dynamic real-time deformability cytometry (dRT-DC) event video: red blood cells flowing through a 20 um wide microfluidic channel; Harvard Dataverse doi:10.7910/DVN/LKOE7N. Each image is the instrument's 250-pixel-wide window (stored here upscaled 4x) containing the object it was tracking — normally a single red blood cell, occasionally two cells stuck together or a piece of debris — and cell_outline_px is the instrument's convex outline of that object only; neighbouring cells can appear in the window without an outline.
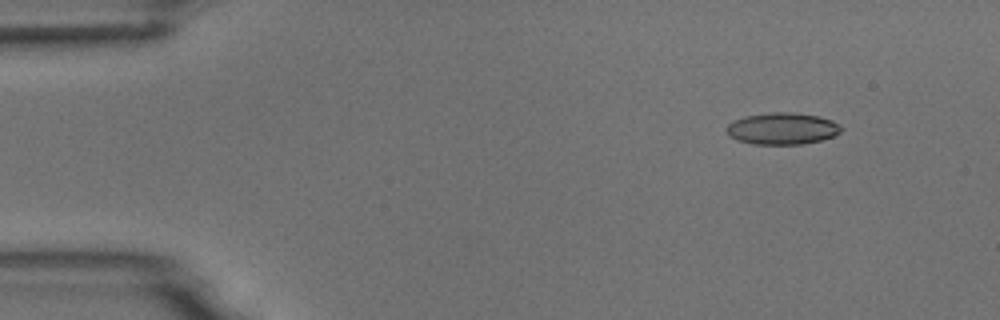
{"species": "common noctule bat (a hibernating species)", "species_latin": "Nyctalus noctula", "temperature_condition": "room temperature", "stored_images_in_passage": 4, "camera_frame_rate_fps": 3000, "um_per_image_px": 0.085, "animal": {"sex": "male", "body_mass_g": 18.8}, "frame": {"image": 1, "passage_image": 1, "time_ms": 0.0, "image_size_px": [1000, 320], "cell_outline_px": [[844, 128], [840, 132], [832, 136], [820, 140], [800, 144], [752, 144], [740, 140], [732, 136], [728, 132], [728, 124], [744, 116], [772, 112], [792, 112], [816, 116], [832, 120], [840, 124]], "centroid_in_image_um": [66.54, 10.92], "position_along_channel_um": 18.5, "area_um2": 20.87}}
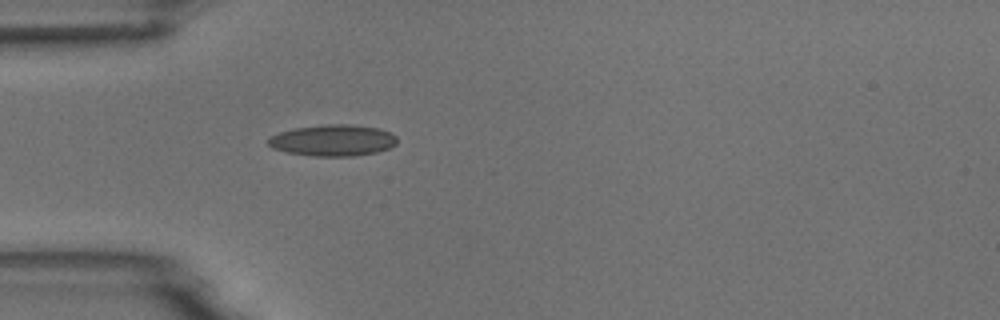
{"frame": {"image": 2, "passage_image": 4, "time_ms": 3.333, "image_size_px": [1000, 320], "cell_outline_px": [[396, 144], [388, 148], [376, 152], [352, 156], [316, 156], [288, 152], [272, 148], [268, 144], [268, 140], [272, 136], [280, 132], [296, 128], [324, 124], [352, 124], [380, 128], [392, 132], [396, 136]], "centroid_in_image_um": [28.34, 11.92], "position_along_channel_um": 56.7, "area_um2": 23.47}}